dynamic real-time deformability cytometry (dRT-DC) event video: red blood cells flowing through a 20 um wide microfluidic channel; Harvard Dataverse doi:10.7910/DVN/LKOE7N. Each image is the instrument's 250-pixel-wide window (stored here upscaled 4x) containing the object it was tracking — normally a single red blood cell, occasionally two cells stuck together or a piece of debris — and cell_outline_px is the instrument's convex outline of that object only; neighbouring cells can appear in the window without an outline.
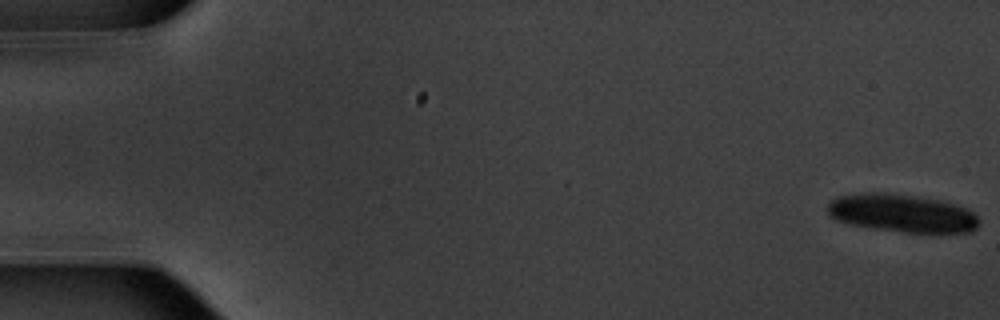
{"species": "common noctule bat (a hibernating species)", "species_latin": "Nyctalus noctula", "temperature_condition": "warm", "stored_images_in_passage": 16, "camera_frame_rate_fps": 3000, "um_per_image_px": 0.085, "animal": {"sex": "male", "body_mass_g": 20.1, "forearm_length_mm": 53.5}, "frame": {"image": 1, "passage_image": 1, "time_ms": 0.0, "image_size_px": [1000, 320], "cell_outline_px": [[980, 224], [976, 228], [968, 232], [904, 232], [872, 228], [852, 224], [836, 220], [828, 216], [828, 204], [836, 196], [864, 192], [884, 192], [916, 196], [940, 200], [964, 208], [972, 212], [980, 220]], "centroid_in_image_um": [76.63, 18.11], "position_along_channel_um": 8.4, "area_um2": 33.47}}